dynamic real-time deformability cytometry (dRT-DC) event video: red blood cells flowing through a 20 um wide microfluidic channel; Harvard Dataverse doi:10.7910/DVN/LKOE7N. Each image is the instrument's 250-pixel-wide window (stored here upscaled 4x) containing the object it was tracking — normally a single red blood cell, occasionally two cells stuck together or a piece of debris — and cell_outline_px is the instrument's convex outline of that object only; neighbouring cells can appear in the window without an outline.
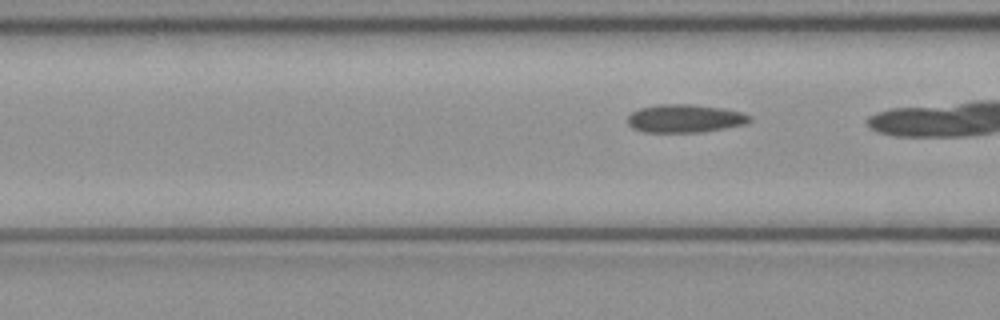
{"species": "common noctule bat (a hibernating species)", "species_latin": "Nyctalus noctula", "temperature_condition": "cold", "stored_images_in_passage": 4, "camera_frame_rate_fps": 3000, "um_per_image_px": 0.085, "animal": {"sex": "female", "body_mass_g": 21.9}, "frame": {"image": 1, "passage_image": 3, "time_ms": 0.667, "image_size_px": [1000, 320], "cell_outline_px": [[752, 120], [744, 124], [704, 132], [644, 132], [632, 128], [628, 124], [628, 116], [632, 112], [640, 108], [660, 104], [692, 104], [720, 108], [740, 112], [752, 116]], "centroid_in_image_um": [58.2, 10.07], "position_along_channel_um": 108.4, "area_um2": 19.94}}